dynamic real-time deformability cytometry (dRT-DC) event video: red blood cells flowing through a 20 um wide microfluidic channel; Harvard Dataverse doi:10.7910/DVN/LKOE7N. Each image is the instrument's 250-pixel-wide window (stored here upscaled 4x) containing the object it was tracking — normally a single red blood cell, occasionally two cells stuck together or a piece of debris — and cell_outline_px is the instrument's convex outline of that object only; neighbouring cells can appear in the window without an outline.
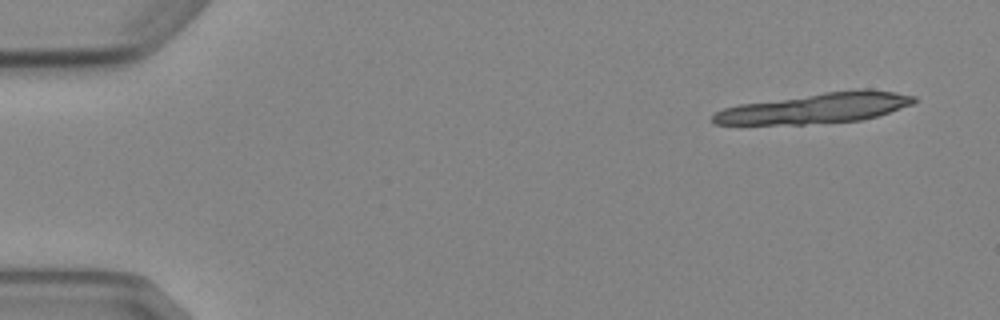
{"species": "Egyptian fruit bat (a non-hibernating species)", "species_latin": "Rousettus aegyptiacus", "temperature_condition": "cold", "stored_images_in_passage": 5, "camera_frame_rate_fps": 3000, "um_per_image_px": 0.085, "animal": {"sex": "female"}, "frame": {"image": 1, "passage_image": 1, "time_ms": 0.0, "image_size_px": [1000, 320], "cell_outline_px": [[916, 100], [912, 104], [876, 116], [860, 120], [804, 124], [712, 124], [712, 116], [716, 112], [724, 108], [740, 104], [856, 88], [860, 88], [896, 92], [916, 96]], "centroid_in_image_um": [69.34, 9.18], "position_along_channel_um": 15.7, "area_um2": 35.08}}